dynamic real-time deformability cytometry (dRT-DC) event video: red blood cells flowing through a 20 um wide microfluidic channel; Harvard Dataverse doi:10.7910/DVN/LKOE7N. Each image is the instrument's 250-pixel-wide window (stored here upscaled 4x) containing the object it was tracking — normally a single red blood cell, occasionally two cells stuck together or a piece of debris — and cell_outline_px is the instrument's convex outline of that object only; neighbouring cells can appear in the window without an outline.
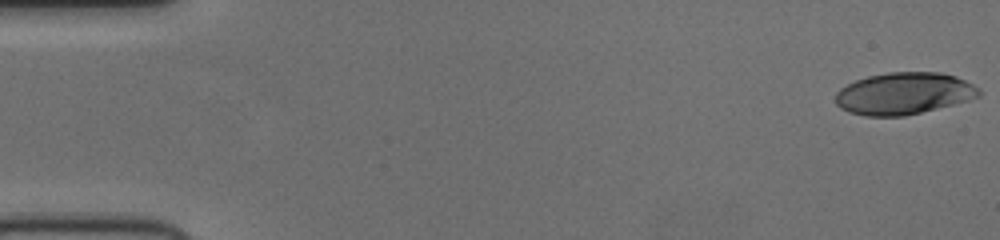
{"species": "human", "species_latin": "Homo sapiens", "temperature_condition": "cold", "stored_images_in_passage": 49, "camera_frame_rate_fps": 3000, "um_per_image_px": 0.085, "donor": {"sex": "female"}, "frame": {"image": 1, "passage_image": 1, "time_ms": 0.0, "image_size_px": [1000, 240], "cell_outline_px": [[980, 96], [968, 100], [904, 116], [864, 116], [848, 112], [840, 108], [836, 104], [836, 92], [840, 88], [856, 80], [868, 76], [888, 72], [940, 72], [956, 76], [980, 88]], "centroid_in_image_um": [76.8, 7.94], "position_along_channel_um": 8.2, "area_um2": 34.97}}
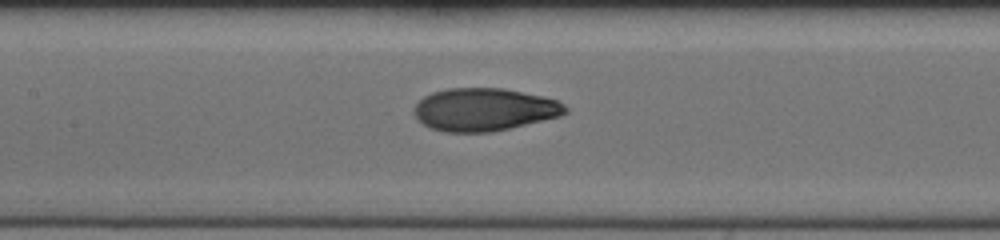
{"frame": {"image": 2, "passage_image": 25, "time_ms": 8.0, "image_size_px": [1000, 240], "cell_outline_px": [[568, 112], [560, 116], [492, 132], [444, 132], [428, 128], [416, 116], [416, 104], [424, 96], [432, 92], [448, 88], [504, 88], [540, 96], [556, 100], [564, 104], [568, 108]], "centroid_in_image_um": [41.16, 9.31], "position_along_channel_um": 166.2, "area_um2": 37.45}}
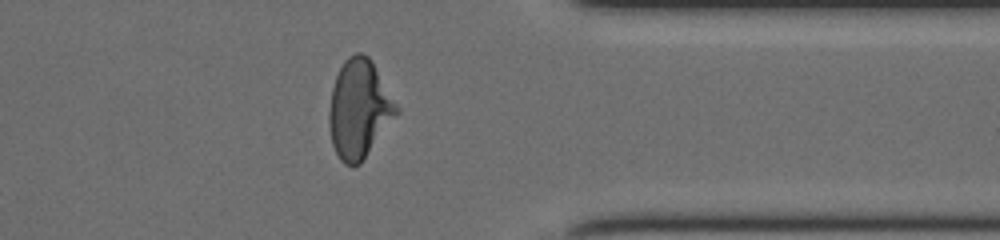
{"frame": {"image": 3, "passage_image": 42, "time_ms": 13.667, "image_size_px": [1000, 240], "cell_outline_px": [[400, 112], [360, 164], [352, 168], [344, 164], [340, 160], [332, 144], [328, 124], [328, 112], [332, 88], [336, 76], [344, 60], [348, 56], [356, 52], [360, 52], [368, 56], [372, 60], [400, 108]], "centroid_in_image_um": [30.53, 9.28], "position_along_channel_um": 380.9, "area_um2": 39.13}}